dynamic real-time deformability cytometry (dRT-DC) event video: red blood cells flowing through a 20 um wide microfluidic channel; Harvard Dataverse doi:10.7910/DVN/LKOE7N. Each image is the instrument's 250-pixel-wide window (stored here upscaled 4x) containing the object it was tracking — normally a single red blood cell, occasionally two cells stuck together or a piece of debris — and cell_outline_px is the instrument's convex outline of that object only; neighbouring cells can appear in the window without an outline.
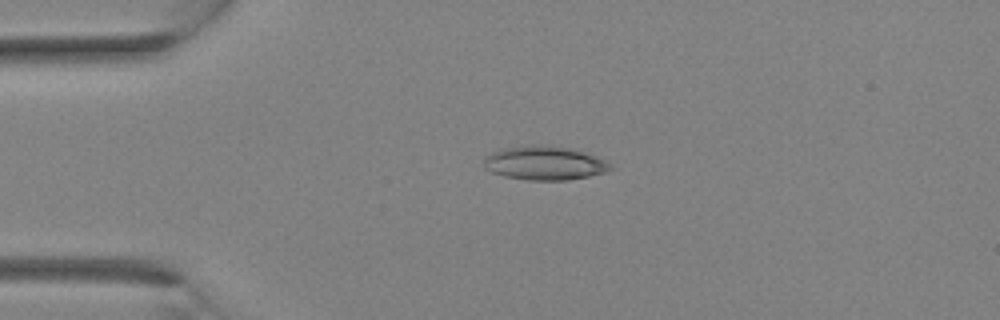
{"species": "Egyptian fruit bat (a non-hibernating species)", "species_latin": "Rousettus aegyptiacus", "temperature_condition": "room temperature", "stored_images_in_passage": 2, "camera_frame_rate_fps": 3000, "um_per_image_px": 0.085, "animal": {"sex": "female"}, "frame": {"image": 1, "passage_image": 1, "time_ms": 0.0, "image_size_px": [1000, 320], "cell_outline_px": [[612, 168], [608, 172], [568, 180], [528, 180], [504, 176], [492, 172], [484, 168], [484, 160], [492, 152], [500, 148], [528, 144], [552, 144], [576, 148], [596, 156], [604, 160]], "centroid_in_image_um": [46.29, 13.83], "position_along_channel_um": 38.7, "area_um2": 25.49}}